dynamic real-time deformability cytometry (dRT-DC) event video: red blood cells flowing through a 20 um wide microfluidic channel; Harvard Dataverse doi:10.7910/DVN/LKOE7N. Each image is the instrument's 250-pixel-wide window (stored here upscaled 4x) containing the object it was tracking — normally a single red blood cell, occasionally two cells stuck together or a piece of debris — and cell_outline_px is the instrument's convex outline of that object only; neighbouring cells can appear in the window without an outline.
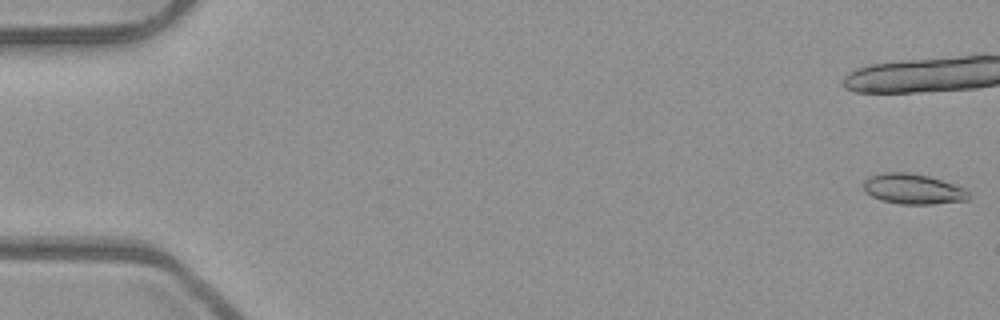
{"species": "common noctule bat (a hibernating species)", "species_latin": "Nyctalus noctula", "temperature_condition": "room temperature", "stored_images_in_passage": 5, "camera_frame_rate_fps": 3000, "um_per_image_px": 0.085, "animal": {"sex": "male", "body_mass_g": 23.1, "forearm_length_mm": 52.7}, "frame": {"image": 1, "passage_image": 1, "time_ms": 0.0, "image_size_px": [1000, 320], "cell_outline_px": [[968, 200], [932, 204], [900, 204], [880, 200], [864, 192], [864, 180], [868, 176], [884, 172], [908, 172], [928, 176], [968, 188]], "centroid_in_image_um": [77.6, 16.06], "position_along_channel_um": 7.4, "area_um2": 18.73}}